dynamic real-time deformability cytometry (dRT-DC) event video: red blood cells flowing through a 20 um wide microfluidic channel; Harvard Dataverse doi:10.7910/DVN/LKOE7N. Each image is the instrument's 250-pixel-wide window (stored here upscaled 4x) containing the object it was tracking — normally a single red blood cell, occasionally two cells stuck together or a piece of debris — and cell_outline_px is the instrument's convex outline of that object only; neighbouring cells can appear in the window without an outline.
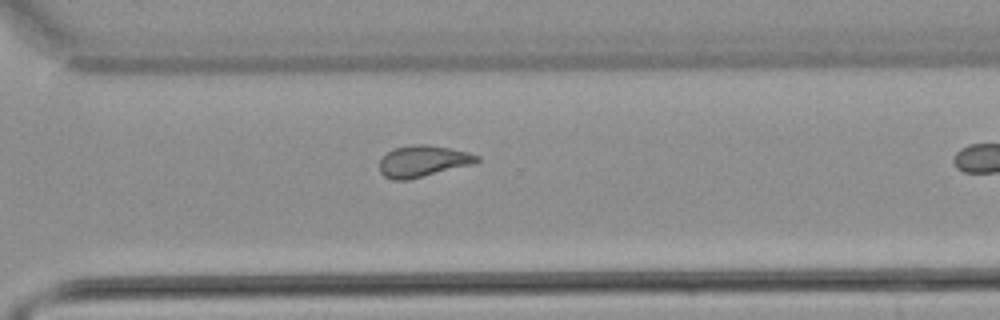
{"species": "common noctule bat (a hibernating species)", "species_latin": "Nyctalus noctula", "temperature_condition": "warm", "stored_images_in_passage": 28, "camera_frame_rate_fps": 3000, "um_per_image_px": 0.085, "animal": {"sex": "male", "body_mass_g": 21.5, "forearm_length_mm": 52.0}, "frame": {"image": 1, "passage_image": 24, "time_ms": 7.667, "image_size_px": [1000, 320], "cell_outline_px": [[480, 160], [472, 164], [408, 180], [392, 180], [384, 176], [380, 172], [380, 160], [388, 152], [396, 148], [412, 144], [424, 144], [448, 148], [468, 152], [480, 156]], "centroid_in_image_um": [35.94, 13.7], "position_along_channel_um": 334.7, "area_um2": 17.63}}